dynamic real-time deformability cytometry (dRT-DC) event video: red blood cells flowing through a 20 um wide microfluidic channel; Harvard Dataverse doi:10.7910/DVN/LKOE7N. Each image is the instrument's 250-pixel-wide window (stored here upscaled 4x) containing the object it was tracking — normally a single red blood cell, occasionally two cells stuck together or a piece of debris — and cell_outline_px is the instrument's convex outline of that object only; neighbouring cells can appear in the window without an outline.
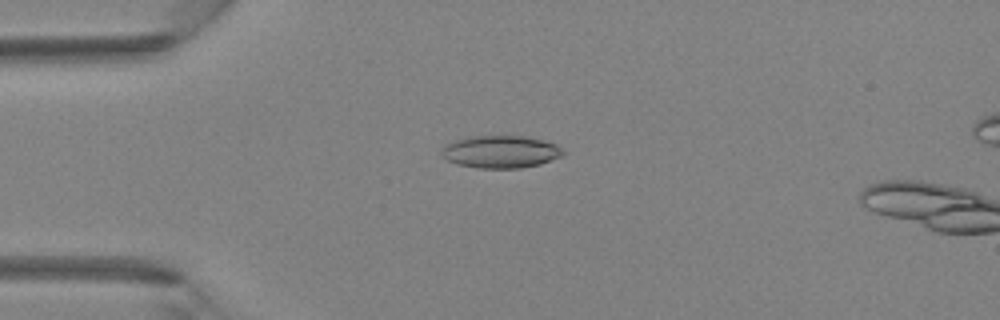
{"species": "Egyptian fruit bat (a non-hibernating species)", "species_latin": "Rousettus aegyptiacus", "temperature_condition": "room temperature", "stored_images_in_passage": 5, "camera_frame_rate_fps": 3000, "um_per_image_px": 0.085, "animal": {"sex": "female"}, "frame": {"image": 1, "passage_image": 3, "time_ms": 0.667, "image_size_px": [1000, 320], "cell_outline_px": [[564, 152], [560, 156], [540, 164], [520, 168], [476, 168], [456, 164], [448, 160], [440, 152], [444, 144], [468, 136], [528, 136], [544, 140], [556, 144]], "centroid_in_image_um": [42.52, 12.89], "position_along_channel_um": 42.5, "area_um2": 23.0}}